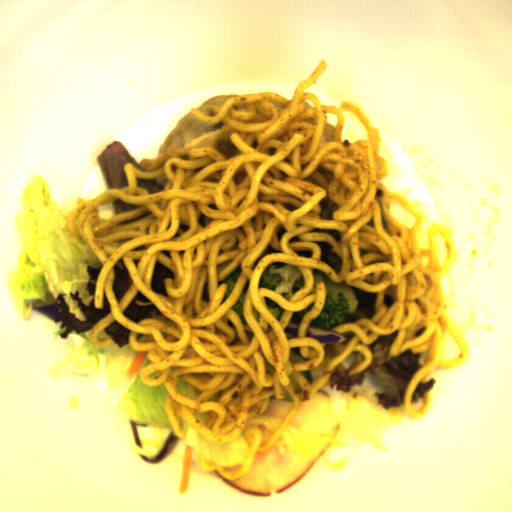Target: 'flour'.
I'll return each instance as SVG.
<instances>
[{
    "label": "flour",
    "mask_w": 512,
    "mask_h": 512,
    "mask_svg": "<svg viewBox=\"0 0 512 512\" xmlns=\"http://www.w3.org/2000/svg\"><path fill=\"white\" fill-rule=\"evenodd\" d=\"M226 123L208 124L197 120L189 111L183 116L167 137L155 149L152 159H142L138 164L145 171H157L162 167L168 158H180L188 161V152L185 151V143L198 138L203 132L217 131L223 128Z\"/></svg>",
    "instance_id": "obj_1"
},
{
    "label": "flour",
    "mask_w": 512,
    "mask_h": 512,
    "mask_svg": "<svg viewBox=\"0 0 512 512\" xmlns=\"http://www.w3.org/2000/svg\"><path fill=\"white\" fill-rule=\"evenodd\" d=\"M237 96H239V94H230V93L229 94H219L214 97H211L210 99H208L206 102L201 104L196 109H198L199 111H201L202 113H204L207 116L214 117L216 114L211 111V109H210L211 105H217L218 108L220 109L221 107L224 106V104L227 100H229L230 98H233V97H237Z\"/></svg>",
    "instance_id": "obj_2"
},
{
    "label": "flour",
    "mask_w": 512,
    "mask_h": 512,
    "mask_svg": "<svg viewBox=\"0 0 512 512\" xmlns=\"http://www.w3.org/2000/svg\"><path fill=\"white\" fill-rule=\"evenodd\" d=\"M215 149L217 152H221L225 156L226 160L236 154L241 153L239 148L234 143L227 141L218 140Z\"/></svg>",
    "instance_id": "obj_3"
},
{
    "label": "flour",
    "mask_w": 512,
    "mask_h": 512,
    "mask_svg": "<svg viewBox=\"0 0 512 512\" xmlns=\"http://www.w3.org/2000/svg\"><path fill=\"white\" fill-rule=\"evenodd\" d=\"M336 126H334L333 124H331L330 122L327 121V125L324 129V133H323V136L321 138V141L319 143V146L317 148L320 149L321 147H323L324 145L334 141V129H335Z\"/></svg>",
    "instance_id": "obj_4"
},
{
    "label": "flour",
    "mask_w": 512,
    "mask_h": 512,
    "mask_svg": "<svg viewBox=\"0 0 512 512\" xmlns=\"http://www.w3.org/2000/svg\"><path fill=\"white\" fill-rule=\"evenodd\" d=\"M164 189L165 184L169 181L166 175L159 176L155 179L150 180Z\"/></svg>",
    "instance_id": "obj_5"
}]
</instances>
